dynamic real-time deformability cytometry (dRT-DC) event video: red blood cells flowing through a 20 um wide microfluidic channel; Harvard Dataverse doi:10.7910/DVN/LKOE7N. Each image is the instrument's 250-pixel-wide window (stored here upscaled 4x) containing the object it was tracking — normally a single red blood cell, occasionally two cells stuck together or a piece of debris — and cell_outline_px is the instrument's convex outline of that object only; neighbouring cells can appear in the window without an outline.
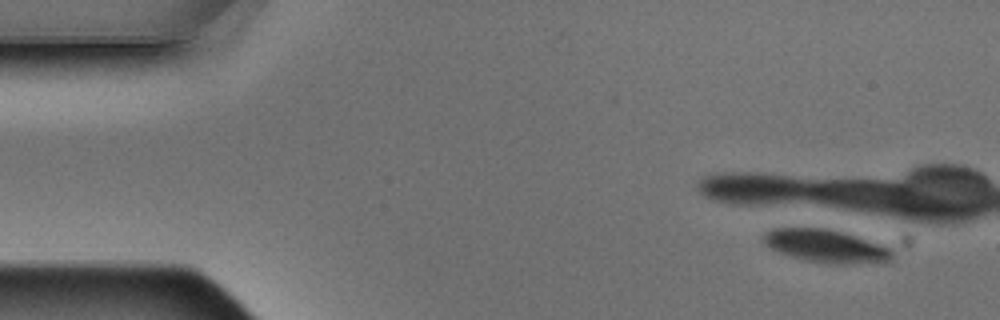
{"species": "Egyptian fruit bat (a non-hibernating species)", "species_latin": "Rousettus aegyptiacus", "temperature_condition": "warm", "stored_images_in_passage": 4, "camera_frame_rate_fps": 3000, "um_per_image_px": 0.085, "animal": {"sex": "male"}, "frame": {"image": 1, "passage_image": 1, "time_ms": 0.0, "image_size_px": [1000, 320], "cell_outline_px": [[892, 256], [888, 260], [840, 264], [804, 260], [780, 252], [764, 244], [764, 232], [772, 228], [824, 228], [840, 232], [892, 248]], "centroid_in_image_um": [70.13, 20.9], "position_along_channel_um": 14.9, "area_um2": 23.81}}